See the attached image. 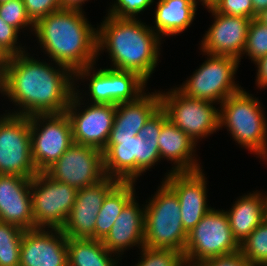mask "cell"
<instances>
[{"instance_id":"6da1fadb","label":"cell","mask_w":267,"mask_h":266,"mask_svg":"<svg viewBox=\"0 0 267 266\" xmlns=\"http://www.w3.org/2000/svg\"><path fill=\"white\" fill-rule=\"evenodd\" d=\"M56 68L26 52L10 57L0 76V92L21 107L11 114L30 117L66 111L75 92L74 72L64 65Z\"/></svg>"},{"instance_id":"7a4b0ae2","label":"cell","mask_w":267,"mask_h":266,"mask_svg":"<svg viewBox=\"0 0 267 266\" xmlns=\"http://www.w3.org/2000/svg\"><path fill=\"white\" fill-rule=\"evenodd\" d=\"M97 29L85 18L83 10L60 9L40 18L34 34L40 48L60 67L72 72L96 64Z\"/></svg>"},{"instance_id":"3957f363","label":"cell","mask_w":267,"mask_h":266,"mask_svg":"<svg viewBox=\"0 0 267 266\" xmlns=\"http://www.w3.org/2000/svg\"><path fill=\"white\" fill-rule=\"evenodd\" d=\"M102 22L97 30V54L107 49L111 68L135 72L147 82L158 63L161 38L137 18L107 15Z\"/></svg>"},{"instance_id":"277c9868","label":"cell","mask_w":267,"mask_h":266,"mask_svg":"<svg viewBox=\"0 0 267 266\" xmlns=\"http://www.w3.org/2000/svg\"><path fill=\"white\" fill-rule=\"evenodd\" d=\"M250 95L242 89L224 100L219 110V126L228 127L238 144L267 160V120L260 101Z\"/></svg>"},{"instance_id":"5b68a950","label":"cell","mask_w":267,"mask_h":266,"mask_svg":"<svg viewBox=\"0 0 267 266\" xmlns=\"http://www.w3.org/2000/svg\"><path fill=\"white\" fill-rule=\"evenodd\" d=\"M149 203L145 204L144 246L184 252L188 233L182 225L177 195L162 181Z\"/></svg>"},{"instance_id":"8992f818","label":"cell","mask_w":267,"mask_h":266,"mask_svg":"<svg viewBox=\"0 0 267 266\" xmlns=\"http://www.w3.org/2000/svg\"><path fill=\"white\" fill-rule=\"evenodd\" d=\"M240 251L226 211L212 208L188 234L185 263L199 265L204 260Z\"/></svg>"},{"instance_id":"52a82bcc","label":"cell","mask_w":267,"mask_h":266,"mask_svg":"<svg viewBox=\"0 0 267 266\" xmlns=\"http://www.w3.org/2000/svg\"><path fill=\"white\" fill-rule=\"evenodd\" d=\"M103 152L105 175L120 182H136L141 173L159 162L158 142L134 139L108 140Z\"/></svg>"},{"instance_id":"ba28073f","label":"cell","mask_w":267,"mask_h":266,"mask_svg":"<svg viewBox=\"0 0 267 266\" xmlns=\"http://www.w3.org/2000/svg\"><path fill=\"white\" fill-rule=\"evenodd\" d=\"M209 58L189 80L177 88L182 94L220 104L240 90L234 81L239 59L232 56L207 55Z\"/></svg>"},{"instance_id":"9c48e42d","label":"cell","mask_w":267,"mask_h":266,"mask_svg":"<svg viewBox=\"0 0 267 266\" xmlns=\"http://www.w3.org/2000/svg\"><path fill=\"white\" fill-rule=\"evenodd\" d=\"M76 194L75 188L53 180L45 172H38L31 179L35 229L61 230L73 208Z\"/></svg>"},{"instance_id":"30bf717a","label":"cell","mask_w":267,"mask_h":266,"mask_svg":"<svg viewBox=\"0 0 267 266\" xmlns=\"http://www.w3.org/2000/svg\"><path fill=\"white\" fill-rule=\"evenodd\" d=\"M159 94L168 119L195 142L220 129L219 110L213 102L188 97L177 88Z\"/></svg>"},{"instance_id":"8fae6325","label":"cell","mask_w":267,"mask_h":266,"mask_svg":"<svg viewBox=\"0 0 267 266\" xmlns=\"http://www.w3.org/2000/svg\"><path fill=\"white\" fill-rule=\"evenodd\" d=\"M29 117L6 113L0 117V174L33 178Z\"/></svg>"},{"instance_id":"7c38bea8","label":"cell","mask_w":267,"mask_h":266,"mask_svg":"<svg viewBox=\"0 0 267 266\" xmlns=\"http://www.w3.org/2000/svg\"><path fill=\"white\" fill-rule=\"evenodd\" d=\"M29 121L33 162L45 172L73 144L71 122L65 112L33 115Z\"/></svg>"},{"instance_id":"4fadbf2b","label":"cell","mask_w":267,"mask_h":266,"mask_svg":"<svg viewBox=\"0 0 267 266\" xmlns=\"http://www.w3.org/2000/svg\"><path fill=\"white\" fill-rule=\"evenodd\" d=\"M94 64L78 69L74 78H86L90 76L89 91L92 103L112 104L136 101L144 94L146 81L132 71L104 68L92 72ZM92 73V74H91Z\"/></svg>"},{"instance_id":"5bb4252c","label":"cell","mask_w":267,"mask_h":266,"mask_svg":"<svg viewBox=\"0 0 267 266\" xmlns=\"http://www.w3.org/2000/svg\"><path fill=\"white\" fill-rule=\"evenodd\" d=\"M45 173L53 180L79 190L106 176L103 152L91 146L73 143Z\"/></svg>"},{"instance_id":"9a60e30c","label":"cell","mask_w":267,"mask_h":266,"mask_svg":"<svg viewBox=\"0 0 267 266\" xmlns=\"http://www.w3.org/2000/svg\"><path fill=\"white\" fill-rule=\"evenodd\" d=\"M75 90L65 111L71 122L73 143L91 146L102 151L113 127L116 106L90 103V106L79 112L77 107L82 105L80 99L83 97L78 95L77 88Z\"/></svg>"},{"instance_id":"2e32d148","label":"cell","mask_w":267,"mask_h":266,"mask_svg":"<svg viewBox=\"0 0 267 266\" xmlns=\"http://www.w3.org/2000/svg\"><path fill=\"white\" fill-rule=\"evenodd\" d=\"M120 183L105 176L95 184L77 190L75 203L61 229L67 238L95 239L97 215L106 196Z\"/></svg>"},{"instance_id":"e0dca14e","label":"cell","mask_w":267,"mask_h":266,"mask_svg":"<svg viewBox=\"0 0 267 266\" xmlns=\"http://www.w3.org/2000/svg\"><path fill=\"white\" fill-rule=\"evenodd\" d=\"M167 174L163 182L177 195L181 207L182 225L189 234L202 217L212 209L206 203V178L202 169Z\"/></svg>"},{"instance_id":"ac0fdd59","label":"cell","mask_w":267,"mask_h":266,"mask_svg":"<svg viewBox=\"0 0 267 266\" xmlns=\"http://www.w3.org/2000/svg\"><path fill=\"white\" fill-rule=\"evenodd\" d=\"M208 12H212L215 20L201 41L202 51L206 55L232 56L240 60L252 19L217 13L213 8Z\"/></svg>"},{"instance_id":"d6986e66","label":"cell","mask_w":267,"mask_h":266,"mask_svg":"<svg viewBox=\"0 0 267 266\" xmlns=\"http://www.w3.org/2000/svg\"><path fill=\"white\" fill-rule=\"evenodd\" d=\"M47 230L23 233L19 266H68V238L60 229Z\"/></svg>"},{"instance_id":"ffe728a7","label":"cell","mask_w":267,"mask_h":266,"mask_svg":"<svg viewBox=\"0 0 267 266\" xmlns=\"http://www.w3.org/2000/svg\"><path fill=\"white\" fill-rule=\"evenodd\" d=\"M31 179L0 174V221L18 226L24 231L35 229Z\"/></svg>"},{"instance_id":"44dd1931","label":"cell","mask_w":267,"mask_h":266,"mask_svg":"<svg viewBox=\"0 0 267 266\" xmlns=\"http://www.w3.org/2000/svg\"><path fill=\"white\" fill-rule=\"evenodd\" d=\"M145 208H140L134 196L122 209L111 227L108 235L102 240L103 245L111 252L120 253L133 246H144Z\"/></svg>"},{"instance_id":"7402d4cb","label":"cell","mask_w":267,"mask_h":266,"mask_svg":"<svg viewBox=\"0 0 267 266\" xmlns=\"http://www.w3.org/2000/svg\"><path fill=\"white\" fill-rule=\"evenodd\" d=\"M160 107L161 99L157 92L144 93L133 102L118 103L108 140L134 139Z\"/></svg>"},{"instance_id":"603a6c76","label":"cell","mask_w":267,"mask_h":266,"mask_svg":"<svg viewBox=\"0 0 267 266\" xmlns=\"http://www.w3.org/2000/svg\"><path fill=\"white\" fill-rule=\"evenodd\" d=\"M158 146L160 159L166 158L176 164L170 172L201 170L198 160L193 156L196 142L169 119L162 125Z\"/></svg>"},{"instance_id":"cb8c5ba5","label":"cell","mask_w":267,"mask_h":266,"mask_svg":"<svg viewBox=\"0 0 267 266\" xmlns=\"http://www.w3.org/2000/svg\"><path fill=\"white\" fill-rule=\"evenodd\" d=\"M197 4L193 0H159L155 10V27L161 38L177 35L192 24ZM158 31V32H157Z\"/></svg>"},{"instance_id":"d4e9b609","label":"cell","mask_w":267,"mask_h":266,"mask_svg":"<svg viewBox=\"0 0 267 266\" xmlns=\"http://www.w3.org/2000/svg\"><path fill=\"white\" fill-rule=\"evenodd\" d=\"M232 234L239 244L264 221L263 198L260 192L241 196L226 211Z\"/></svg>"},{"instance_id":"484cf974","label":"cell","mask_w":267,"mask_h":266,"mask_svg":"<svg viewBox=\"0 0 267 266\" xmlns=\"http://www.w3.org/2000/svg\"><path fill=\"white\" fill-rule=\"evenodd\" d=\"M68 266H117L118 261L103 245L92 238H68Z\"/></svg>"},{"instance_id":"4316f807","label":"cell","mask_w":267,"mask_h":266,"mask_svg":"<svg viewBox=\"0 0 267 266\" xmlns=\"http://www.w3.org/2000/svg\"><path fill=\"white\" fill-rule=\"evenodd\" d=\"M135 182H120L104 199L97 215L95 239L103 240L111 230L124 206L135 196Z\"/></svg>"},{"instance_id":"83f0119b","label":"cell","mask_w":267,"mask_h":266,"mask_svg":"<svg viewBox=\"0 0 267 266\" xmlns=\"http://www.w3.org/2000/svg\"><path fill=\"white\" fill-rule=\"evenodd\" d=\"M240 252L251 266H267V222L258 225L240 244Z\"/></svg>"},{"instance_id":"f1b7e54d","label":"cell","mask_w":267,"mask_h":266,"mask_svg":"<svg viewBox=\"0 0 267 266\" xmlns=\"http://www.w3.org/2000/svg\"><path fill=\"white\" fill-rule=\"evenodd\" d=\"M141 261L135 266H183V253L174 249L149 248L143 246Z\"/></svg>"},{"instance_id":"f546056e","label":"cell","mask_w":267,"mask_h":266,"mask_svg":"<svg viewBox=\"0 0 267 266\" xmlns=\"http://www.w3.org/2000/svg\"><path fill=\"white\" fill-rule=\"evenodd\" d=\"M0 17L18 31L28 26L33 31L35 29V23L28 16L23 0H0Z\"/></svg>"},{"instance_id":"4dcf8cb0","label":"cell","mask_w":267,"mask_h":266,"mask_svg":"<svg viewBox=\"0 0 267 266\" xmlns=\"http://www.w3.org/2000/svg\"><path fill=\"white\" fill-rule=\"evenodd\" d=\"M250 59L255 62L267 55V26L263 25L256 18L251 20L245 50Z\"/></svg>"},{"instance_id":"1f68e13d","label":"cell","mask_w":267,"mask_h":266,"mask_svg":"<svg viewBox=\"0 0 267 266\" xmlns=\"http://www.w3.org/2000/svg\"><path fill=\"white\" fill-rule=\"evenodd\" d=\"M213 9L217 13L229 16L247 17L250 19L257 17L251 0H219L213 6Z\"/></svg>"},{"instance_id":"d6a6232c","label":"cell","mask_w":267,"mask_h":266,"mask_svg":"<svg viewBox=\"0 0 267 266\" xmlns=\"http://www.w3.org/2000/svg\"><path fill=\"white\" fill-rule=\"evenodd\" d=\"M153 2L154 0H116L107 14L118 18H136Z\"/></svg>"},{"instance_id":"836d02e7","label":"cell","mask_w":267,"mask_h":266,"mask_svg":"<svg viewBox=\"0 0 267 266\" xmlns=\"http://www.w3.org/2000/svg\"><path fill=\"white\" fill-rule=\"evenodd\" d=\"M23 2L28 16L34 23L40 18L62 9L61 0H23Z\"/></svg>"},{"instance_id":"e575fe53","label":"cell","mask_w":267,"mask_h":266,"mask_svg":"<svg viewBox=\"0 0 267 266\" xmlns=\"http://www.w3.org/2000/svg\"><path fill=\"white\" fill-rule=\"evenodd\" d=\"M168 120L166 112L160 107L141 128L138 136L145 142H158L162 125Z\"/></svg>"},{"instance_id":"d590c367","label":"cell","mask_w":267,"mask_h":266,"mask_svg":"<svg viewBox=\"0 0 267 266\" xmlns=\"http://www.w3.org/2000/svg\"><path fill=\"white\" fill-rule=\"evenodd\" d=\"M19 31L7 24L0 17V46L1 48L7 52L10 56L19 55L21 53L26 52L23 47L16 46L18 40Z\"/></svg>"},{"instance_id":"8d00e7d4","label":"cell","mask_w":267,"mask_h":266,"mask_svg":"<svg viewBox=\"0 0 267 266\" xmlns=\"http://www.w3.org/2000/svg\"><path fill=\"white\" fill-rule=\"evenodd\" d=\"M24 232L18 226L0 221V248L21 247Z\"/></svg>"},{"instance_id":"74e56055","label":"cell","mask_w":267,"mask_h":266,"mask_svg":"<svg viewBox=\"0 0 267 266\" xmlns=\"http://www.w3.org/2000/svg\"><path fill=\"white\" fill-rule=\"evenodd\" d=\"M199 266H251L240 251L204 260Z\"/></svg>"},{"instance_id":"f35d334b","label":"cell","mask_w":267,"mask_h":266,"mask_svg":"<svg viewBox=\"0 0 267 266\" xmlns=\"http://www.w3.org/2000/svg\"><path fill=\"white\" fill-rule=\"evenodd\" d=\"M20 247L0 248V266H19Z\"/></svg>"},{"instance_id":"ab89813d","label":"cell","mask_w":267,"mask_h":266,"mask_svg":"<svg viewBox=\"0 0 267 266\" xmlns=\"http://www.w3.org/2000/svg\"><path fill=\"white\" fill-rule=\"evenodd\" d=\"M254 63L258 68V72L256 74V84L260 89H262V87L265 88L267 86V55L259 58Z\"/></svg>"},{"instance_id":"60d3db41","label":"cell","mask_w":267,"mask_h":266,"mask_svg":"<svg viewBox=\"0 0 267 266\" xmlns=\"http://www.w3.org/2000/svg\"><path fill=\"white\" fill-rule=\"evenodd\" d=\"M87 0H61L62 9L82 10V4Z\"/></svg>"},{"instance_id":"b9f144b4","label":"cell","mask_w":267,"mask_h":266,"mask_svg":"<svg viewBox=\"0 0 267 266\" xmlns=\"http://www.w3.org/2000/svg\"><path fill=\"white\" fill-rule=\"evenodd\" d=\"M10 57L11 56L0 46V76L3 74L5 68L7 67Z\"/></svg>"},{"instance_id":"7bdbcfd3","label":"cell","mask_w":267,"mask_h":266,"mask_svg":"<svg viewBox=\"0 0 267 266\" xmlns=\"http://www.w3.org/2000/svg\"><path fill=\"white\" fill-rule=\"evenodd\" d=\"M253 10L256 14H259L262 10L267 9V0H251Z\"/></svg>"},{"instance_id":"ee69618b","label":"cell","mask_w":267,"mask_h":266,"mask_svg":"<svg viewBox=\"0 0 267 266\" xmlns=\"http://www.w3.org/2000/svg\"><path fill=\"white\" fill-rule=\"evenodd\" d=\"M256 19L263 25L267 26V9H264L259 14H257Z\"/></svg>"},{"instance_id":"f6af8a7d","label":"cell","mask_w":267,"mask_h":266,"mask_svg":"<svg viewBox=\"0 0 267 266\" xmlns=\"http://www.w3.org/2000/svg\"><path fill=\"white\" fill-rule=\"evenodd\" d=\"M196 4L198 3L196 0H193ZM219 0H200L202 2V5L206 6L207 9L213 8V6L218 2Z\"/></svg>"},{"instance_id":"bcb514c9","label":"cell","mask_w":267,"mask_h":266,"mask_svg":"<svg viewBox=\"0 0 267 266\" xmlns=\"http://www.w3.org/2000/svg\"><path fill=\"white\" fill-rule=\"evenodd\" d=\"M262 198H263L264 221L267 222V196L262 195Z\"/></svg>"},{"instance_id":"7dc6e473","label":"cell","mask_w":267,"mask_h":266,"mask_svg":"<svg viewBox=\"0 0 267 266\" xmlns=\"http://www.w3.org/2000/svg\"><path fill=\"white\" fill-rule=\"evenodd\" d=\"M183 266H199V265H192V264H187V263H184Z\"/></svg>"}]
</instances>
